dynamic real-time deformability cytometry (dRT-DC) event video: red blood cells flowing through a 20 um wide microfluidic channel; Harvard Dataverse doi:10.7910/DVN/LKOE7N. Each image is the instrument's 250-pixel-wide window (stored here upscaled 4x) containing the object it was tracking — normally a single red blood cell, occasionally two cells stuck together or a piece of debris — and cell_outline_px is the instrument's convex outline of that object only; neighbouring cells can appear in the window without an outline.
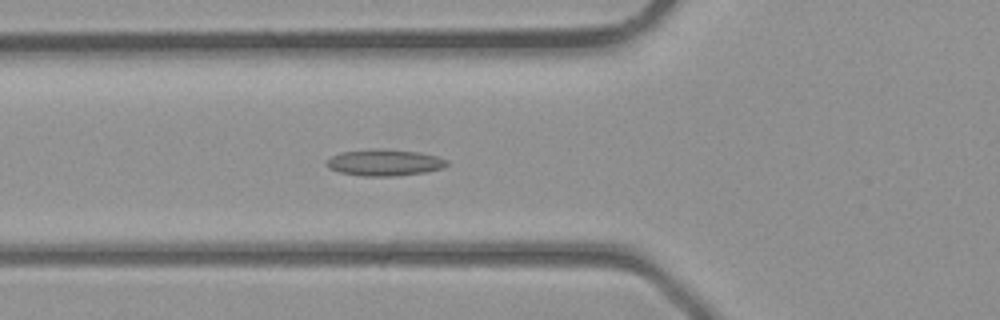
{"species": "common noctule bat (a hibernating species)", "species_latin": "Nyctalus noctula", "temperature_condition": "room temperature", "stored_images_in_passage": 40, "camera_frame_rate_fps": 3000, "um_per_image_px": 0.085, "animal": {"sex": "male", "body_mass_g": 23.1, "forearm_length_mm": 52.7}, "frame": {"image": 1, "passage_image": 14, "time_ms": 4.333, "image_size_px": [1000, 320], "cell_outline_px": [[448, 164], [444, 168], [424, 172], [396, 176], [364, 176], [340, 172], [328, 168], [324, 164], [332, 156], [340, 152], [372, 148], [384, 148], [420, 152], [436, 156], [448, 160]], "centroid_in_image_um": [32.68, 13.8], "position_along_channel_um": 93.1, "area_um2": 18.79}}
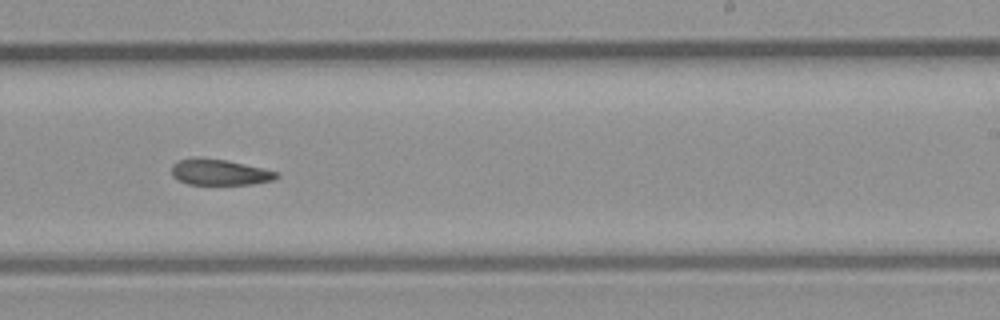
{"frame": {"image": 2, "passage_image": 24, "time_ms": 7.667, "image_size_px": [1000, 320], "cell_outline_px": [[280, 176], [272, 180], [252, 184], [188, 184], [172, 176], [172, 164], [176, 160], [192, 156], [196, 156], [228, 160], [280, 172]], "centroid_in_image_um": [18.64, 14.61], "position_along_channel_um": 270.4, "area_um2": 16.13}}
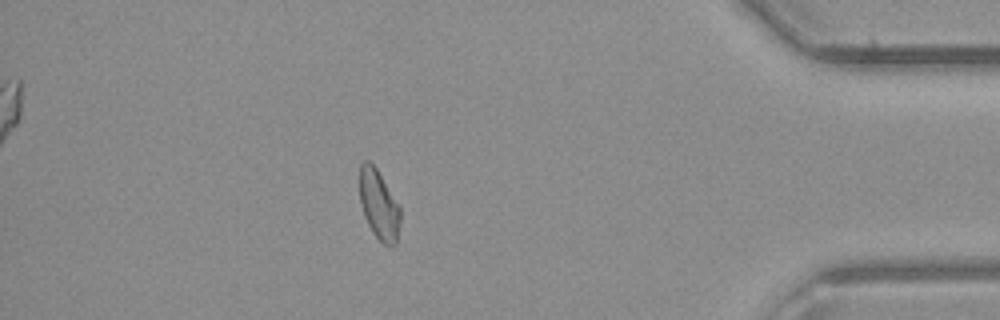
{"frame": {"image": 3, "passage_image": 34, "time_ms": 11.0, "image_size_px": [1000, 320], "cell_outline_px": [[400, 224], [396, 244], [392, 248], [384, 244], [372, 232], [364, 216], [360, 204], [360, 164], [364, 160], [368, 160], [376, 168], [400, 208]], "centroid_in_image_um": [32.2, 17.44], "position_along_channel_um": 403.0, "area_um2": 16.36}}